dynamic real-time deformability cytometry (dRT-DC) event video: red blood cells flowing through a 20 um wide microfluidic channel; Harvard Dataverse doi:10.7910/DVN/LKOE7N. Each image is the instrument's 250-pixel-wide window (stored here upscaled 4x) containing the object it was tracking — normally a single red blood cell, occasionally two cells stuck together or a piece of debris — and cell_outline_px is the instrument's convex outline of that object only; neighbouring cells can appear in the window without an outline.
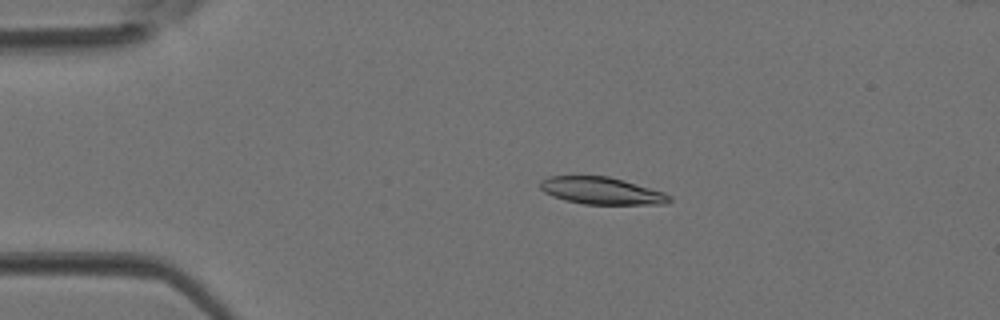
{"species": "Egyptian fruit bat (a non-hibernating species)", "species_latin": "Rousettus aegyptiacus", "temperature_condition": "room temperature", "stored_images_in_passage": 4, "camera_frame_rate_fps": 3000, "um_per_image_px": 0.085, "animal": {"sex": "female"}, "frame": {"image": 1, "passage_image": 2, "time_ms": 0.333, "image_size_px": [1000, 320], "cell_outline_px": [[672, 200], [668, 204], [584, 204], [564, 200], [552, 196], [544, 192], [540, 188], [540, 180], [548, 176], [608, 176], [624, 180], [664, 192], [672, 196]], "centroid_in_image_um": [51.14, 16.22], "position_along_channel_um": 33.9, "area_um2": 20.58}}
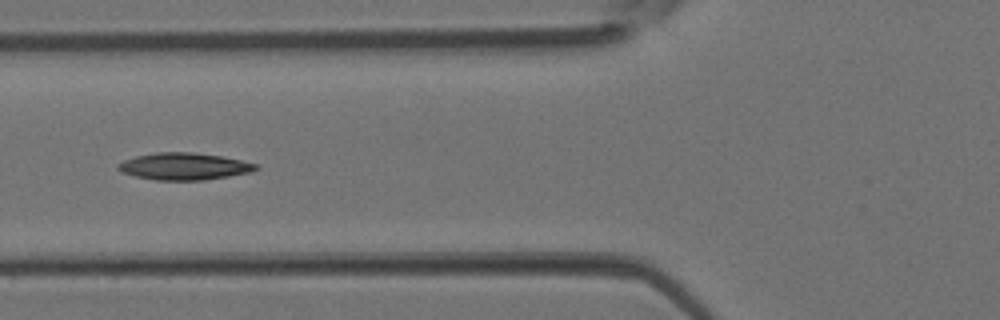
{"frame": {"image": 2, "passage_image": 4, "time_ms": 1.0, "image_size_px": [1000, 320], "cell_outline_px": [[260, 168], [252, 172], [204, 180], [156, 180], [136, 176], [120, 172], [116, 168], [116, 164], [124, 160], [136, 156], [156, 152], [192, 152], [220, 156], [240, 160], [256, 164]], "centroid_in_image_um": [15.62, 14.14], "position_along_channel_um": 110.2, "area_um2": 21.68}}